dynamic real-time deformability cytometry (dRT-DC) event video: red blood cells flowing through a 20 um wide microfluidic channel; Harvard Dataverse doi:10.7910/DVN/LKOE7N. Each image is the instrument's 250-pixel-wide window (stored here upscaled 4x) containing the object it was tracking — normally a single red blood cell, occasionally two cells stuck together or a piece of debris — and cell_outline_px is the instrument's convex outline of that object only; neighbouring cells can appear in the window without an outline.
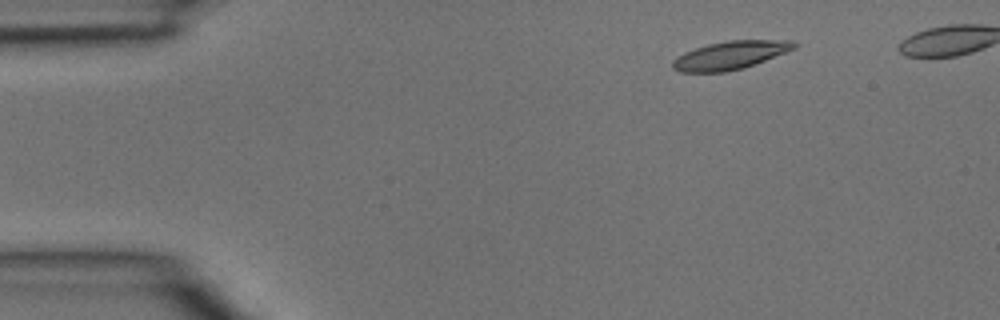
{"species": "common noctule bat (a hibernating species)", "species_latin": "Nyctalus noctula", "temperature_condition": "room temperature", "stored_images_in_passage": 3, "camera_frame_rate_fps": 3000, "um_per_image_px": 0.085, "animal": {"sex": "male", "body_mass_g": 15.6}, "frame": {"image": 1, "passage_image": 1, "time_ms": 0.0, "image_size_px": [1000, 320], "cell_outline_px": [[796, 48], [744, 68], [724, 72], [680, 72], [672, 68], [672, 60], [684, 52], [708, 44], [728, 40], [792, 40], [796, 44]], "centroid_in_image_um": [62.05, 4.7], "position_along_channel_um": 23.0, "area_um2": 19.88}}